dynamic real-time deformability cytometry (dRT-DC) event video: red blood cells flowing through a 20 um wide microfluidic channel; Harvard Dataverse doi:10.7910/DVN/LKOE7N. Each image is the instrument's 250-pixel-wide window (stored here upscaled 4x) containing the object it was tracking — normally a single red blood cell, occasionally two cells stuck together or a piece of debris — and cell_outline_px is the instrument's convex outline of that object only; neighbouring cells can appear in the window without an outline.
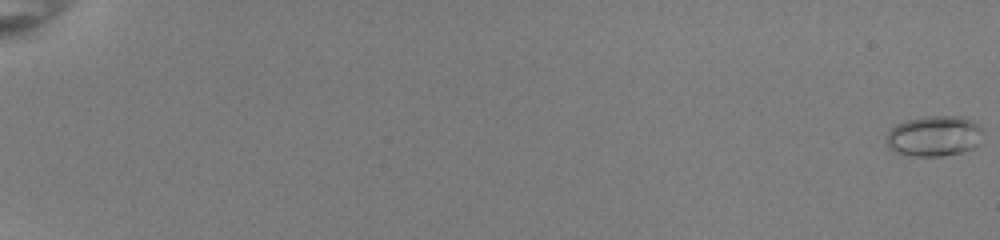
{"species": "common noctule bat (a hibernating species)", "species_latin": "Nyctalus noctula", "temperature_condition": "room temperature", "stored_images_in_passage": 41, "camera_frame_rate_fps": 3000, "um_per_image_px": 0.085, "animal": {"sex": "female", "body_mass_g": 22.0, "forearm_length_mm": 56.7}, "frame": {"image": 1, "passage_image": 1, "time_ms": 0.0, "image_size_px": [1000, 240], "cell_outline_px": [[984, 132], [980, 144], [976, 148], [964, 152], [940, 156], [908, 156], [896, 152], [888, 148], [884, 136], [896, 124], [908, 120], [924, 116], [960, 116], [972, 120], [980, 124], [984, 128]], "centroid_in_image_um": [79.45, 11.57], "position_along_channel_um": 5.5, "area_um2": 23.52}, "authors_computed_cell_mechanics": {"area_um2": 17.5134, "velocity_mm_per_s": 3.9708, "shape_relaxation_time_tau1_ms": 6.1598, "shape_relaxation_time_tau2_ms": 1.0442, "deformation_change_tau1": 0.1326, "deformation_change_tau2": 0.0451}}